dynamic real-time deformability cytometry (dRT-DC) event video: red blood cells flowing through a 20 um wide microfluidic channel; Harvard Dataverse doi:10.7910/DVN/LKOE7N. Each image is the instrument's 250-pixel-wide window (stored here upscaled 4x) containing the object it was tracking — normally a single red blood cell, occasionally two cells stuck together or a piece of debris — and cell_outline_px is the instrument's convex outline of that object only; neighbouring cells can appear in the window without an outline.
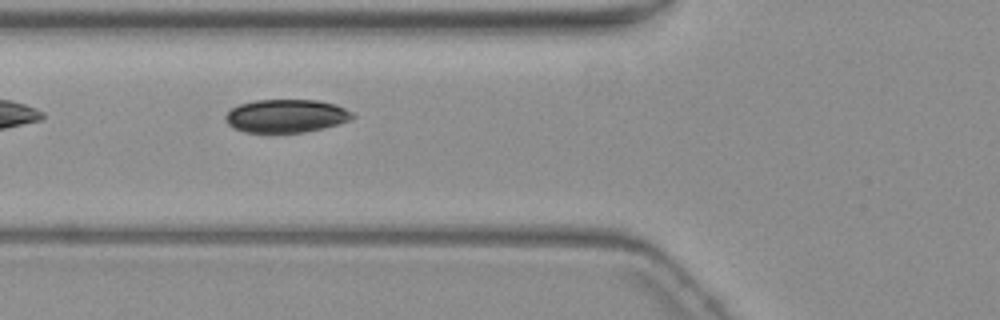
{"species": "common noctule bat (a hibernating species)", "species_latin": "Nyctalus noctula", "temperature_condition": "warm", "stored_images_in_passage": 7, "camera_frame_rate_fps": 3000, "um_per_image_px": 0.085, "animal": {"sex": "female", "body_mass_g": 19.3, "forearm_length_mm": 54.1}, "frame": {"image": 1, "passage_image": 6, "time_ms": 6.667, "image_size_px": [1000, 320], "cell_outline_px": [[356, 116], [340, 124], [324, 128], [304, 132], [244, 132], [232, 128], [228, 124], [224, 116], [232, 108], [240, 104], [256, 100], [316, 100], [336, 104], [352, 112]], "centroid_in_image_um": [24.33, 9.85], "position_along_channel_um": 101.5, "area_um2": 24.57}}
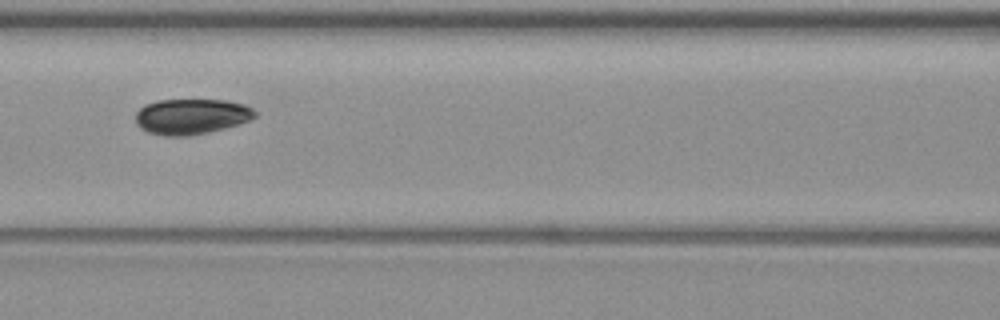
{"frame": {"image": 2, "passage_image": 7, "time_ms": 8.0, "image_size_px": [1000, 320], "cell_outline_px": [[256, 116], [248, 120], [236, 124], [208, 132], [184, 136], [164, 136], [148, 132], [140, 128], [136, 124], [136, 112], [144, 104], [160, 100], [228, 100], [244, 104], [252, 108], [256, 112]], "centroid_in_image_um": [16.23, 9.89], "position_along_channel_um": 150.4, "area_um2": 24.57}}